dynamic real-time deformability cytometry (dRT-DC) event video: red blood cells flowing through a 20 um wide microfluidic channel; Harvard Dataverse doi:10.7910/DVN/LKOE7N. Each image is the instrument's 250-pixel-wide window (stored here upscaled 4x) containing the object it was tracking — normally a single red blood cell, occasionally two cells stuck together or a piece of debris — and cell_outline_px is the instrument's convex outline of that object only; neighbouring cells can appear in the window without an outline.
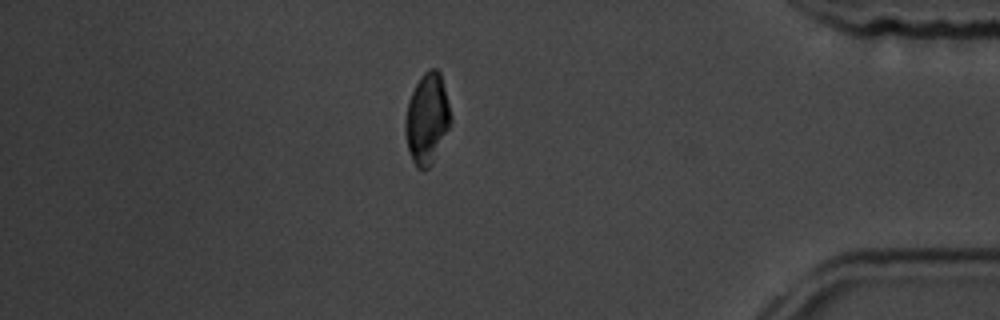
{"species": "common noctule bat (a hibernating species)", "species_latin": "Nyctalus noctula", "temperature_condition": "room temperature", "stored_images_in_passage": 13, "camera_frame_rate_fps": 3000, "um_per_image_px": 0.085, "animal": {"sex": "male", "body_mass_g": 19.5, "forearm_length_mm": 54.6}, "frame": {"image": 1, "passage_image": 13, "time_ms": 13.667, "image_size_px": [1000, 320], "cell_outline_px": [[452, 120], [432, 164], [424, 172], [416, 168], [412, 160], [408, 148], [404, 132], [404, 120], [408, 100], [420, 76], [428, 68], [436, 68], [440, 72], [452, 116]], "centroid_in_image_um": [36.28, 10.1], "position_along_channel_um": 398.9, "area_um2": 24.22}}